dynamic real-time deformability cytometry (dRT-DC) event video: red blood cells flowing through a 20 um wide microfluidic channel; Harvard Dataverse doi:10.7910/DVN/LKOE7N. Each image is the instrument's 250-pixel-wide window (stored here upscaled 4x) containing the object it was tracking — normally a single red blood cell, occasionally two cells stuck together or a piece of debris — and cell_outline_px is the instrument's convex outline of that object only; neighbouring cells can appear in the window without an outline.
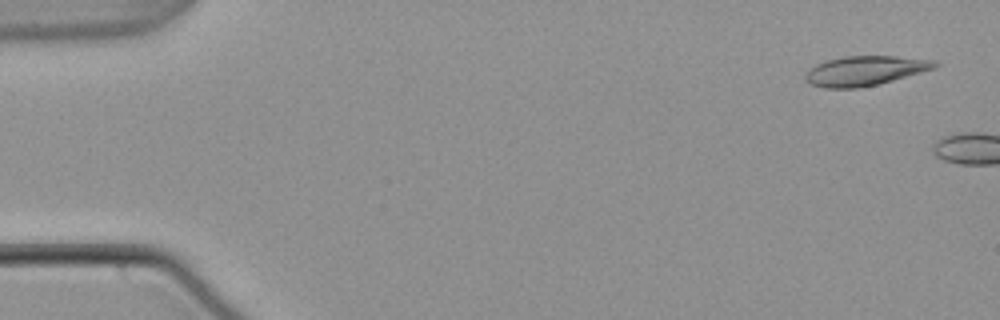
{"species": "common noctule bat (a hibernating species)", "species_latin": "Nyctalus noctula", "temperature_condition": "warm", "stored_images_in_passage": 5, "camera_frame_rate_fps": 3000, "um_per_image_px": 0.085, "animal": {"sex": "male", "body_mass_g": 21.5, "forearm_length_mm": 52.0}, "frame": {"image": 1, "passage_image": 2, "time_ms": 0.333, "image_size_px": [1000, 320], "cell_outline_px": [[940, 64], [936, 68], [880, 84], [860, 88], [824, 88], [812, 84], [804, 80], [804, 76], [816, 64], [824, 60], [844, 56], [896, 56], [936, 60]], "centroid_in_image_um": [73.56, 6.01], "position_along_channel_um": 11.4, "area_um2": 22.54}}